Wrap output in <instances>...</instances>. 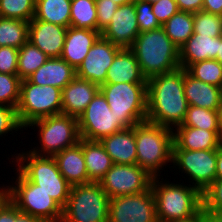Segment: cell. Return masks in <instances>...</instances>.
<instances>
[{
  "mask_svg": "<svg viewBox=\"0 0 222 222\" xmlns=\"http://www.w3.org/2000/svg\"><path fill=\"white\" fill-rule=\"evenodd\" d=\"M139 33L134 1L118 6L101 36L120 48H131Z\"/></svg>",
  "mask_w": 222,
  "mask_h": 222,
  "instance_id": "16",
  "label": "cell"
},
{
  "mask_svg": "<svg viewBox=\"0 0 222 222\" xmlns=\"http://www.w3.org/2000/svg\"><path fill=\"white\" fill-rule=\"evenodd\" d=\"M67 27L33 18L29 22L28 41L49 58L60 57L66 38Z\"/></svg>",
  "mask_w": 222,
  "mask_h": 222,
  "instance_id": "17",
  "label": "cell"
},
{
  "mask_svg": "<svg viewBox=\"0 0 222 222\" xmlns=\"http://www.w3.org/2000/svg\"><path fill=\"white\" fill-rule=\"evenodd\" d=\"M179 11L197 13L202 11L203 0H175Z\"/></svg>",
  "mask_w": 222,
  "mask_h": 222,
  "instance_id": "45",
  "label": "cell"
},
{
  "mask_svg": "<svg viewBox=\"0 0 222 222\" xmlns=\"http://www.w3.org/2000/svg\"><path fill=\"white\" fill-rule=\"evenodd\" d=\"M17 169L31 182L38 185L62 208L69 198L71 185L60 173L53 156H39L30 151L16 157Z\"/></svg>",
  "mask_w": 222,
  "mask_h": 222,
  "instance_id": "5",
  "label": "cell"
},
{
  "mask_svg": "<svg viewBox=\"0 0 222 222\" xmlns=\"http://www.w3.org/2000/svg\"><path fill=\"white\" fill-rule=\"evenodd\" d=\"M142 1H145V2H149V3H155V2H157V1H159V0H142Z\"/></svg>",
  "mask_w": 222,
  "mask_h": 222,
  "instance_id": "54",
  "label": "cell"
},
{
  "mask_svg": "<svg viewBox=\"0 0 222 222\" xmlns=\"http://www.w3.org/2000/svg\"><path fill=\"white\" fill-rule=\"evenodd\" d=\"M100 143L115 164H136L135 126L106 136Z\"/></svg>",
  "mask_w": 222,
  "mask_h": 222,
  "instance_id": "24",
  "label": "cell"
},
{
  "mask_svg": "<svg viewBox=\"0 0 222 222\" xmlns=\"http://www.w3.org/2000/svg\"><path fill=\"white\" fill-rule=\"evenodd\" d=\"M206 222H214L208 215H206Z\"/></svg>",
  "mask_w": 222,
  "mask_h": 222,
  "instance_id": "55",
  "label": "cell"
},
{
  "mask_svg": "<svg viewBox=\"0 0 222 222\" xmlns=\"http://www.w3.org/2000/svg\"><path fill=\"white\" fill-rule=\"evenodd\" d=\"M100 36V31L67 27L60 57L76 70Z\"/></svg>",
  "mask_w": 222,
  "mask_h": 222,
  "instance_id": "20",
  "label": "cell"
},
{
  "mask_svg": "<svg viewBox=\"0 0 222 222\" xmlns=\"http://www.w3.org/2000/svg\"><path fill=\"white\" fill-rule=\"evenodd\" d=\"M202 11L222 16V0H203Z\"/></svg>",
  "mask_w": 222,
  "mask_h": 222,
  "instance_id": "46",
  "label": "cell"
},
{
  "mask_svg": "<svg viewBox=\"0 0 222 222\" xmlns=\"http://www.w3.org/2000/svg\"><path fill=\"white\" fill-rule=\"evenodd\" d=\"M109 203L98 182L71 186L61 222H108Z\"/></svg>",
  "mask_w": 222,
  "mask_h": 222,
  "instance_id": "7",
  "label": "cell"
},
{
  "mask_svg": "<svg viewBox=\"0 0 222 222\" xmlns=\"http://www.w3.org/2000/svg\"><path fill=\"white\" fill-rule=\"evenodd\" d=\"M216 179H222V145L217 149Z\"/></svg>",
  "mask_w": 222,
  "mask_h": 222,
  "instance_id": "48",
  "label": "cell"
},
{
  "mask_svg": "<svg viewBox=\"0 0 222 222\" xmlns=\"http://www.w3.org/2000/svg\"><path fill=\"white\" fill-rule=\"evenodd\" d=\"M214 222H222V208H202Z\"/></svg>",
  "mask_w": 222,
  "mask_h": 222,
  "instance_id": "47",
  "label": "cell"
},
{
  "mask_svg": "<svg viewBox=\"0 0 222 222\" xmlns=\"http://www.w3.org/2000/svg\"><path fill=\"white\" fill-rule=\"evenodd\" d=\"M217 53L218 37L193 33L179 48L180 67L186 70L193 63L216 59Z\"/></svg>",
  "mask_w": 222,
  "mask_h": 222,
  "instance_id": "26",
  "label": "cell"
},
{
  "mask_svg": "<svg viewBox=\"0 0 222 222\" xmlns=\"http://www.w3.org/2000/svg\"><path fill=\"white\" fill-rule=\"evenodd\" d=\"M36 0H0V17L30 22L35 15Z\"/></svg>",
  "mask_w": 222,
  "mask_h": 222,
  "instance_id": "35",
  "label": "cell"
},
{
  "mask_svg": "<svg viewBox=\"0 0 222 222\" xmlns=\"http://www.w3.org/2000/svg\"><path fill=\"white\" fill-rule=\"evenodd\" d=\"M70 26L76 29L97 31V9L95 0L71 1Z\"/></svg>",
  "mask_w": 222,
  "mask_h": 222,
  "instance_id": "32",
  "label": "cell"
},
{
  "mask_svg": "<svg viewBox=\"0 0 222 222\" xmlns=\"http://www.w3.org/2000/svg\"><path fill=\"white\" fill-rule=\"evenodd\" d=\"M2 187V188H1ZM0 187V205L1 203L8 197V189L7 186L4 185Z\"/></svg>",
  "mask_w": 222,
  "mask_h": 222,
  "instance_id": "51",
  "label": "cell"
},
{
  "mask_svg": "<svg viewBox=\"0 0 222 222\" xmlns=\"http://www.w3.org/2000/svg\"><path fill=\"white\" fill-rule=\"evenodd\" d=\"M21 79L18 75L0 73V104L17 108Z\"/></svg>",
  "mask_w": 222,
  "mask_h": 222,
  "instance_id": "37",
  "label": "cell"
},
{
  "mask_svg": "<svg viewBox=\"0 0 222 222\" xmlns=\"http://www.w3.org/2000/svg\"><path fill=\"white\" fill-rule=\"evenodd\" d=\"M193 13L178 11L162 27L171 41L180 48L194 33Z\"/></svg>",
  "mask_w": 222,
  "mask_h": 222,
  "instance_id": "29",
  "label": "cell"
},
{
  "mask_svg": "<svg viewBox=\"0 0 222 222\" xmlns=\"http://www.w3.org/2000/svg\"><path fill=\"white\" fill-rule=\"evenodd\" d=\"M186 71L197 80L222 88V65L215 59L193 63Z\"/></svg>",
  "mask_w": 222,
  "mask_h": 222,
  "instance_id": "34",
  "label": "cell"
},
{
  "mask_svg": "<svg viewBox=\"0 0 222 222\" xmlns=\"http://www.w3.org/2000/svg\"><path fill=\"white\" fill-rule=\"evenodd\" d=\"M70 15V0H36L34 15L36 20L69 27Z\"/></svg>",
  "mask_w": 222,
  "mask_h": 222,
  "instance_id": "28",
  "label": "cell"
},
{
  "mask_svg": "<svg viewBox=\"0 0 222 222\" xmlns=\"http://www.w3.org/2000/svg\"><path fill=\"white\" fill-rule=\"evenodd\" d=\"M48 59L49 57L45 53L27 41L19 48L17 75L21 80L27 79Z\"/></svg>",
  "mask_w": 222,
  "mask_h": 222,
  "instance_id": "31",
  "label": "cell"
},
{
  "mask_svg": "<svg viewBox=\"0 0 222 222\" xmlns=\"http://www.w3.org/2000/svg\"><path fill=\"white\" fill-rule=\"evenodd\" d=\"M19 49L3 46L0 47V73L17 75Z\"/></svg>",
  "mask_w": 222,
  "mask_h": 222,
  "instance_id": "42",
  "label": "cell"
},
{
  "mask_svg": "<svg viewBox=\"0 0 222 222\" xmlns=\"http://www.w3.org/2000/svg\"><path fill=\"white\" fill-rule=\"evenodd\" d=\"M202 208H222V179H215L202 192Z\"/></svg>",
  "mask_w": 222,
  "mask_h": 222,
  "instance_id": "41",
  "label": "cell"
},
{
  "mask_svg": "<svg viewBox=\"0 0 222 222\" xmlns=\"http://www.w3.org/2000/svg\"><path fill=\"white\" fill-rule=\"evenodd\" d=\"M215 60L222 65V35L218 37V53Z\"/></svg>",
  "mask_w": 222,
  "mask_h": 222,
  "instance_id": "50",
  "label": "cell"
},
{
  "mask_svg": "<svg viewBox=\"0 0 222 222\" xmlns=\"http://www.w3.org/2000/svg\"><path fill=\"white\" fill-rule=\"evenodd\" d=\"M76 77V70L61 57L49 58L27 80L36 85L63 89Z\"/></svg>",
  "mask_w": 222,
  "mask_h": 222,
  "instance_id": "22",
  "label": "cell"
},
{
  "mask_svg": "<svg viewBox=\"0 0 222 222\" xmlns=\"http://www.w3.org/2000/svg\"><path fill=\"white\" fill-rule=\"evenodd\" d=\"M153 176L137 164H115L98 182L109 198L138 194L151 187Z\"/></svg>",
  "mask_w": 222,
  "mask_h": 222,
  "instance_id": "12",
  "label": "cell"
},
{
  "mask_svg": "<svg viewBox=\"0 0 222 222\" xmlns=\"http://www.w3.org/2000/svg\"><path fill=\"white\" fill-rule=\"evenodd\" d=\"M217 150L172 149V162L203 192L216 179ZM195 181V182H194ZM194 184V185H193Z\"/></svg>",
  "mask_w": 222,
  "mask_h": 222,
  "instance_id": "13",
  "label": "cell"
},
{
  "mask_svg": "<svg viewBox=\"0 0 222 222\" xmlns=\"http://www.w3.org/2000/svg\"><path fill=\"white\" fill-rule=\"evenodd\" d=\"M160 178L154 176L151 183L158 222L189 219L202 210V192L198 188L191 184L163 183Z\"/></svg>",
  "mask_w": 222,
  "mask_h": 222,
  "instance_id": "3",
  "label": "cell"
},
{
  "mask_svg": "<svg viewBox=\"0 0 222 222\" xmlns=\"http://www.w3.org/2000/svg\"><path fill=\"white\" fill-rule=\"evenodd\" d=\"M78 129L80 138L100 141L106 136L125 129V127L111 112L106 98L99 91L78 117Z\"/></svg>",
  "mask_w": 222,
  "mask_h": 222,
  "instance_id": "11",
  "label": "cell"
},
{
  "mask_svg": "<svg viewBox=\"0 0 222 222\" xmlns=\"http://www.w3.org/2000/svg\"><path fill=\"white\" fill-rule=\"evenodd\" d=\"M147 83L134 52L122 48L108 68L105 83Z\"/></svg>",
  "mask_w": 222,
  "mask_h": 222,
  "instance_id": "25",
  "label": "cell"
},
{
  "mask_svg": "<svg viewBox=\"0 0 222 222\" xmlns=\"http://www.w3.org/2000/svg\"><path fill=\"white\" fill-rule=\"evenodd\" d=\"M179 126L205 130H221L220 111L189 105L185 119Z\"/></svg>",
  "mask_w": 222,
  "mask_h": 222,
  "instance_id": "33",
  "label": "cell"
},
{
  "mask_svg": "<svg viewBox=\"0 0 222 222\" xmlns=\"http://www.w3.org/2000/svg\"><path fill=\"white\" fill-rule=\"evenodd\" d=\"M99 91V85L76 76L62 89L61 114L78 118Z\"/></svg>",
  "mask_w": 222,
  "mask_h": 222,
  "instance_id": "18",
  "label": "cell"
},
{
  "mask_svg": "<svg viewBox=\"0 0 222 222\" xmlns=\"http://www.w3.org/2000/svg\"><path fill=\"white\" fill-rule=\"evenodd\" d=\"M38 128L40 147L29 150L39 156H54L80 140L78 118L59 114L32 121L27 127ZM34 127V128H33ZM39 148V149H38Z\"/></svg>",
  "mask_w": 222,
  "mask_h": 222,
  "instance_id": "8",
  "label": "cell"
},
{
  "mask_svg": "<svg viewBox=\"0 0 222 222\" xmlns=\"http://www.w3.org/2000/svg\"><path fill=\"white\" fill-rule=\"evenodd\" d=\"M16 185H7L8 198L20 212L37 217L43 222H61L62 207L45 191L29 181L18 169Z\"/></svg>",
  "mask_w": 222,
  "mask_h": 222,
  "instance_id": "10",
  "label": "cell"
},
{
  "mask_svg": "<svg viewBox=\"0 0 222 222\" xmlns=\"http://www.w3.org/2000/svg\"><path fill=\"white\" fill-rule=\"evenodd\" d=\"M188 106L184 94V68L147 80L146 121L174 130L184 121Z\"/></svg>",
  "mask_w": 222,
  "mask_h": 222,
  "instance_id": "1",
  "label": "cell"
},
{
  "mask_svg": "<svg viewBox=\"0 0 222 222\" xmlns=\"http://www.w3.org/2000/svg\"><path fill=\"white\" fill-rule=\"evenodd\" d=\"M178 11L175 0H159L152 3V12L161 26Z\"/></svg>",
  "mask_w": 222,
  "mask_h": 222,
  "instance_id": "44",
  "label": "cell"
},
{
  "mask_svg": "<svg viewBox=\"0 0 222 222\" xmlns=\"http://www.w3.org/2000/svg\"><path fill=\"white\" fill-rule=\"evenodd\" d=\"M130 49L147 80L180 67L179 48L166 35L162 26L139 33Z\"/></svg>",
  "mask_w": 222,
  "mask_h": 222,
  "instance_id": "2",
  "label": "cell"
},
{
  "mask_svg": "<svg viewBox=\"0 0 222 222\" xmlns=\"http://www.w3.org/2000/svg\"><path fill=\"white\" fill-rule=\"evenodd\" d=\"M114 3H116L118 6L125 5L134 2L135 0H112Z\"/></svg>",
  "mask_w": 222,
  "mask_h": 222,
  "instance_id": "52",
  "label": "cell"
},
{
  "mask_svg": "<svg viewBox=\"0 0 222 222\" xmlns=\"http://www.w3.org/2000/svg\"><path fill=\"white\" fill-rule=\"evenodd\" d=\"M220 123H221V130H222V106L220 108Z\"/></svg>",
  "mask_w": 222,
  "mask_h": 222,
  "instance_id": "53",
  "label": "cell"
},
{
  "mask_svg": "<svg viewBox=\"0 0 222 222\" xmlns=\"http://www.w3.org/2000/svg\"><path fill=\"white\" fill-rule=\"evenodd\" d=\"M194 33L212 38L222 35V16L199 11L193 13Z\"/></svg>",
  "mask_w": 222,
  "mask_h": 222,
  "instance_id": "36",
  "label": "cell"
},
{
  "mask_svg": "<svg viewBox=\"0 0 222 222\" xmlns=\"http://www.w3.org/2000/svg\"><path fill=\"white\" fill-rule=\"evenodd\" d=\"M108 222H158L151 187L138 194L110 198Z\"/></svg>",
  "mask_w": 222,
  "mask_h": 222,
  "instance_id": "14",
  "label": "cell"
},
{
  "mask_svg": "<svg viewBox=\"0 0 222 222\" xmlns=\"http://www.w3.org/2000/svg\"><path fill=\"white\" fill-rule=\"evenodd\" d=\"M222 145V130L177 126L173 130L172 149L217 150Z\"/></svg>",
  "mask_w": 222,
  "mask_h": 222,
  "instance_id": "19",
  "label": "cell"
},
{
  "mask_svg": "<svg viewBox=\"0 0 222 222\" xmlns=\"http://www.w3.org/2000/svg\"><path fill=\"white\" fill-rule=\"evenodd\" d=\"M171 222H206V214L203 210H201L197 215L185 219V220H178V221H171Z\"/></svg>",
  "mask_w": 222,
  "mask_h": 222,
  "instance_id": "49",
  "label": "cell"
},
{
  "mask_svg": "<svg viewBox=\"0 0 222 222\" xmlns=\"http://www.w3.org/2000/svg\"><path fill=\"white\" fill-rule=\"evenodd\" d=\"M61 110V89L51 85H36L27 79L21 80L20 100L16 114L24 129L34 120L61 114Z\"/></svg>",
  "mask_w": 222,
  "mask_h": 222,
  "instance_id": "9",
  "label": "cell"
},
{
  "mask_svg": "<svg viewBox=\"0 0 222 222\" xmlns=\"http://www.w3.org/2000/svg\"><path fill=\"white\" fill-rule=\"evenodd\" d=\"M54 159L62 176L71 185L88 184L92 181L88 178L82 149V138L79 142L63 151L55 154Z\"/></svg>",
  "mask_w": 222,
  "mask_h": 222,
  "instance_id": "21",
  "label": "cell"
},
{
  "mask_svg": "<svg viewBox=\"0 0 222 222\" xmlns=\"http://www.w3.org/2000/svg\"><path fill=\"white\" fill-rule=\"evenodd\" d=\"M0 222H43L37 217L19 211L7 197L0 205Z\"/></svg>",
  "mask_w": 222,
  "mask_h": 222,
  "instance_id": "39",
  "label": "cell"
},
{
  "mask_svg": "<svg viewBox=\"0 0 222 222\" xmlns=\"http://www.w3.org/2000/svg\"><path fill=\"white\" fill-rule=\"evenodd\" d=\"M100 92L125 128L146 121L147 83H105L100 85Z\"/></svg>",
  "mask_w": 222,
  "mask_h": 222,
  "instance_id": "6",
  "label": "cell"
},
{
  "mask_svg": "<svg viewBox=\"0 0 222 222\" xmlns=\"http://www.w3.org/2000/svg\"><path fill=\"white\" fill-rule=\"evenodd\" d=\"M135 139L136 164L159 177L165 164L172 162L173 130L144 121L135 125Z\"/></svg>",
  "mask_w": 222,
  "mask_h": 222,
  "instance_id": "4",
  "label": "cell"
},
{
  "mask_svg": "<svg viewBox=\"0 0 222 222\" xmlns=\"http://www.w3.org/2000/svg\"><path fill=\"white\" fill-rule=\"evenodd\" d=\"M121 49L100 36L76 69V76L99 86L105 84L108 68Z\"/></svg>",
  "mask_w": 222,
  "mask_h": 222,
  "instance_id": "15",
  "label": "cell"
},
{
  "mask_svg": "<svg viewBox=\"0 0 222 222\" xmlns=\"http://www.w3.org/2000/svg\"><path fill=\"white\" fill-rule=\"evenodd\" d=\"M29 22L0 17V47L21 48L28 41Z\"/></svg>",
  "mask_w": 222,
  "mask_h": 222,
  "instance_id": "30",
  "label": "cell"
},
{
  "mask_svg": "<svg viewBox=\"0 0 222 222\" xmlns=\"http://www.w3.org/2000/svg\"><path fill=\"white\" fill-rule=\"evenodd\" d=\"M19 129H23V127L18 121L16 108L0 104V137Z\"/></svg>",
  "mask_w": 222,
  "mask_h": 222,
  "instance_id": "40",
  "label": "cell"
},
{
  "mask_svg": "<svg viewBox=\"0 0 222 222\" xmlns=\"http://www.w3.org/2000/svg\"><path fill=\"white\" fill-rule=\"evenodd\" d=\"M184 94L188 105L220 111L222 88L195 79L184 69Z\"/></svg>",
  "mask_w": 222,
  "mask_h": 222,
  "instance_id": "23",
  "label": "cell"
},
{
  "mask_svg": "<svg viewBox=\"0 0 222 222\" xmlns=\"http://www.w3.org/2000/svg\"><path fill=\"white\" fill-rule=\"evenodd\" d=\"M82 149L88 178L92 182H99L114 162L100 141L82 139Z\"/></svg>",
  "mask_w": 222,
  "mask_h": 222,
  "instance_id": "27",
  "label": "cell"
},
{
  "mask_svg": "<svg viewBox=\"0 0 222 222\" xmlns=\"http://www.w3.org/2000/svg\"><path fill=\"white\" fill-rule=\"evenodd\" d=\"M136 17L140 33L155 30L161 27L152 12V4L142 0H135Z\"/></svg>",
  "mask_w": 222,
  "mask_h": 222,
  "instance_id": "38",
  "label": "cell"
},
{
  "mask_svg": "<svg viewBox=\"0 0 222 222\" xmlns=\"http://www.w3.org/2000/svg\"><path fill=\"white\" fill-rule=\"evenodd\" d=\"M97 9V31L102 32L111 22L118 5L112 0H95Z\"/></svg>",
  "mask_w": 222,
  "mask_h": 222,
  "instance_id": "43",
  "label": "cell"
}]
</instances>
